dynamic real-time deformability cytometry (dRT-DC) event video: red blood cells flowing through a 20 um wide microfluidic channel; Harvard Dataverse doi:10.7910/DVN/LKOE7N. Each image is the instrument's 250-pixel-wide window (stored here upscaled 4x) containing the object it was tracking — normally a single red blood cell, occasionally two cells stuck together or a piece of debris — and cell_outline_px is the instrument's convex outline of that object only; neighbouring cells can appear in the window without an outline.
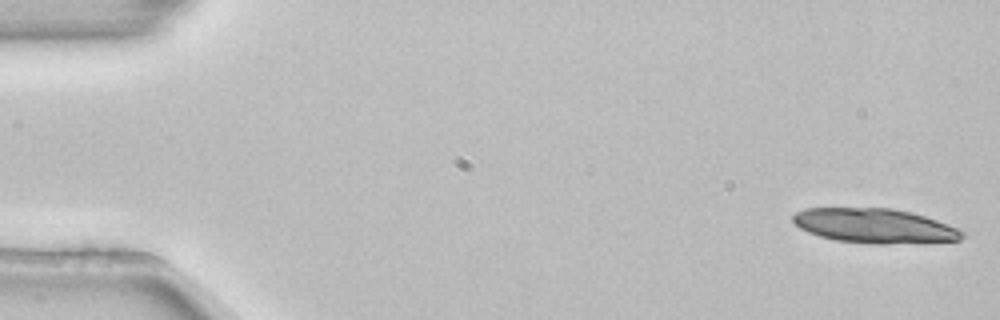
{"species": "common noctule bat (a hibernating species)", "species_latin": "Nyctalus noctula", "temperature_condition": "room temperature", "stored_images_in_passage": 3, "camera_frame_rate_fps": 3000, "um_per_image_px": 0.085, "animal": {"sex": "female", "body_mass_g": 22.7, "forearm_length_mm": 54.2}, "frame": {"image": 1, "passage_image": 1, "time_ms": 0.0, "image_size_px": [1000, 320], "cell_outline_px": [[964, 236], [960, 240], [884, 244], [872, 244], [836, 240], [820, 236], [808, 232], [800, 228], [792, 220], [792, 216], [796, 212], [804, 208], [892, 208], [912, 212], [936, 220], [956, 228], [964, 232]], "centroid_in_image_um": [74.31, 19.19], "position_along_channel_um": 10.7, "area_um2": 33.87}}